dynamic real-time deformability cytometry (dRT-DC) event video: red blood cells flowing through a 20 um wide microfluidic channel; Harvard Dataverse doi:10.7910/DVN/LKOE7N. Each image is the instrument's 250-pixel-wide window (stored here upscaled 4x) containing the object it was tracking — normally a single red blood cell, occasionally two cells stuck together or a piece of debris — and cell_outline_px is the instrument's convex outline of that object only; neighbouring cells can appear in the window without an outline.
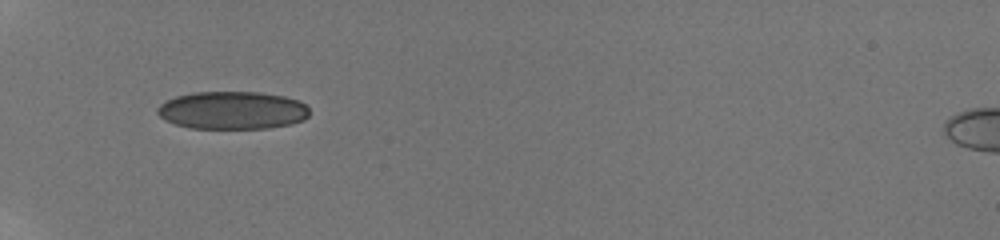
{"species": "human", "species_latin": "Homo sapiens", "temperature_condition": "room temperature", "stored_images_in_passage": 41, "camera_frame_rate_fps": 3000, "um_per_image_px": 0.085, "donor": {"sex": "male"}, "frame": {"image": 1, "passage_image": 1, "time_ms": 0.0, "image_size_px": [1000, 240], "cell_outline_px": [[308, 116], [304, 120], [292, 124], [268, 128], [188, 128], [164, 120], [156, 112], [156, 108], [160, 104], [176, 96], [192, 92], [260, 92], [284, 96], [300, 100], [308, 108]], "centroid_in_image_um": [19.75, 9.37], "position_along_channel_um": 65.2, "area_um2": 33.7}}
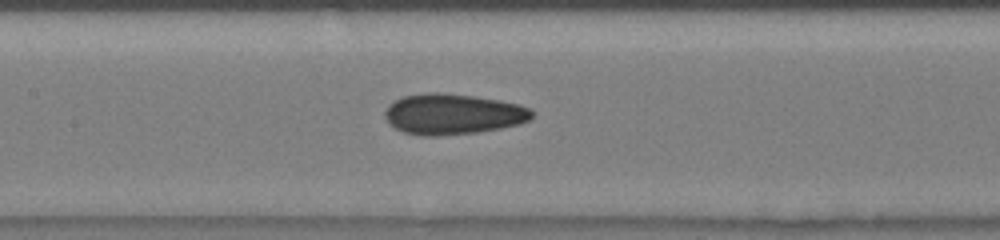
{"frame": {"image": 2, "passage_image": 10, "time_ms": 3.0, "image_size_px": [1000, 240], "cell_outline_px": [[532, 116], [528, 120], [520, 124], [500, 128], [476, 132], [440, 136], [424, 136], [404, 132], [388, 124], [384, 116], [384, 112], [388, 104], [392, 100], [404, 96], [428, 92], [444, 92], [500, 100], [520, 104], [528, 108], [532, 112]], "centroid_in_image_um": [38.44, 9.69], "position_along_channel_um": 169.0, "area_um2": 35.03}}
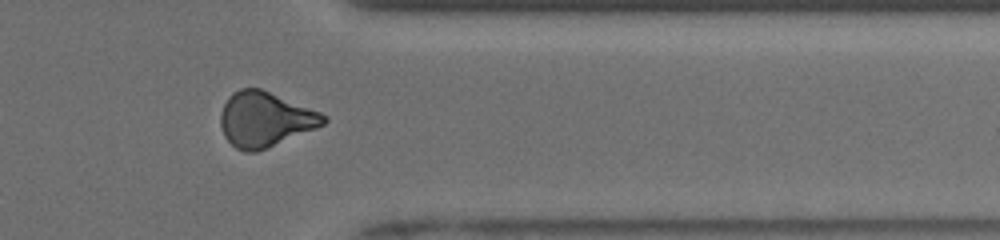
{"frame": {"image": 3, "passage_image": 29, "time_ms": 8.667, "image_size_px": [1000, 240], "cell_outline_px": [[328, 120], [324, 124], [316, 128], [268, 148], [256, 152], [244, 152], [236, 148], [224, 136], [220, 124], [220, 112], [228, 96], [232, 92], [240, 88], [260, 88], [320, 112], [328, 116]], "centroid_in_image_um": [22.51, 10.15], "position_along_channel_um": 388.9, "area_um2": 33.0}, "authors_computed_cell_mechanics": {"area_um2": 33.1772, "velocity_mm_per_s": 3.9257, "shape_relaxation_time_tau1_ms": null, "shape_relaxation_time_tau2_ms": 1.7636, "deformation_change_tau1": null, "deformation_change_tau2": 0.0869}}